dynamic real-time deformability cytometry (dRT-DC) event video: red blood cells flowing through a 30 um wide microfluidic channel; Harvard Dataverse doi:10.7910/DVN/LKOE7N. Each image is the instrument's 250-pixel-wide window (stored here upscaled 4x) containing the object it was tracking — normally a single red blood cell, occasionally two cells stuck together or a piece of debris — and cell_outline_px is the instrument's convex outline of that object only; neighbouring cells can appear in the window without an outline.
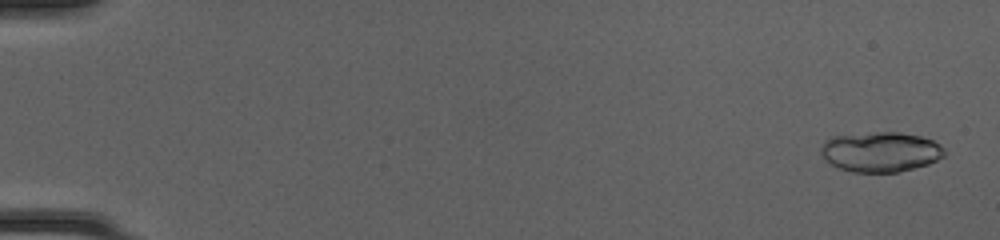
{"species": "common noctule bat (a hibernating species)", "species_latin": "Nyctalus noctula", "temperature_condition": "cold", "stored_images_in_passage": 50, "camera_frame_rate_fps": 3000, "um_per_image_px": 0.085, "animal": {"sex": "female", "body_mass_g": 20.0, "forearm_length_mm": 54.0}, "frame": {"image": 1, "passage_image": 2, "time_ms": 0.333, "image_size_px": [1000, 240], "cell_outline_px": [[944, 156], [928, 164], [896, 172], [852, 172], [840, 168], [824, 160], [820, 152], [820, 148], [824, 140], [832, 136], [876, 132], [900, 132], [920, 136], [932, 140], [940, 144], [944, 148]], "centroid_in_image_um": [74.81, 12.9], "position_along_channel_um": 10.2, "area_um2": 28.84}}
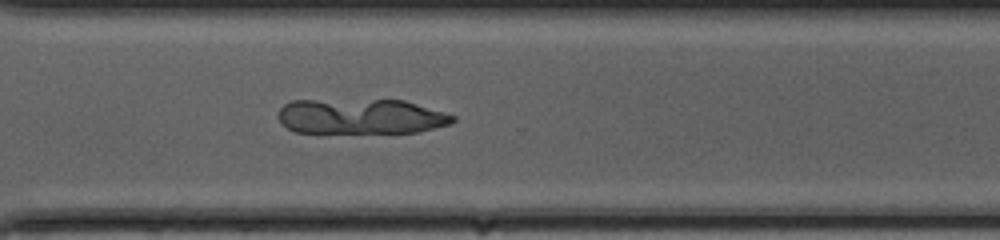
{"frame": {"image": 2, "passage_image": 38, "time_ms": 12.333, "image_size_px": [1000, 240], "cell_outline_px": [[456, 120], [448, 124], [420, 132], [296, 132], [288, 128], [276, 116], [280, 108], [284, 104], [292, 100], [404, 100], [456, 116]], "centroid_in_image_um": [30.66, 9.89], "position_along_channel_um": 339.9, "area_um2": 35.6}}
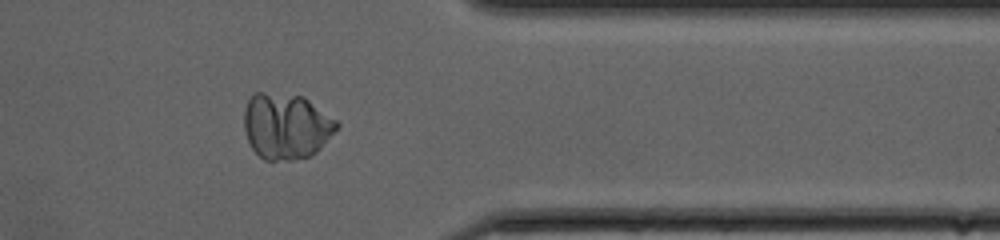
{"frame": {"image": 3, "passage_image": 42, "time_ms": 13.667, "image_size_px": [1000, 240], "cell_outline_px": [[340, 128], [312, 156], [292, 160], [264, 160], [252, 148], [248, 140], [244, 128], [244, 108], [248, 100], [256, 92], [264, 92], [304, 96], [336, 120], [340, 124]], "centroid_in_image_um": [24.35, 10.72], "position_along_channel_um": 387.1, "area_um2": 35.78}}